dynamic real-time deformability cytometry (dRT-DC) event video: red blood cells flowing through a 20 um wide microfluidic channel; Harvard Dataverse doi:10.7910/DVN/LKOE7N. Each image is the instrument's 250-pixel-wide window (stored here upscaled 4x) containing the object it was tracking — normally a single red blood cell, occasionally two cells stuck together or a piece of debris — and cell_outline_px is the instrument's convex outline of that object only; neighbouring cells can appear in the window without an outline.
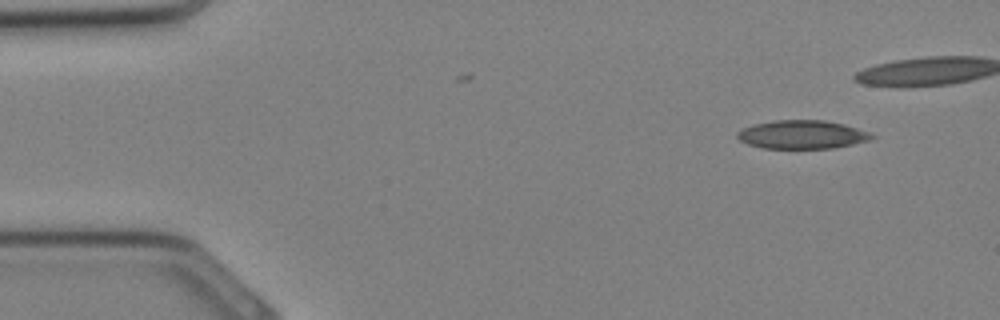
{"species": "Egyptian fruit bat (a non-hibernating species)", "species_latin": "Rousettus aegyptiacus", "temperature_condition": "cold", "stored_images_in_passage": 25, "camera_frame_rate_fps": 3000, "um_per_image_px": 0.085, "animal": {"sex": "female"}, "frame": {"image": 1, "passage_image": 1, "time_ms": 0.0, "image_size_px": [1000, 320], "cell_outline_px": [[876, 136], [872, 140], [832, 148], [764, 148], [748, 144], [740, 140], [736, 136], [736, 132], [740, 128], [756, 124], [776, 120], [824, 120], [844, 124], [872, 132]], "centroid_in_image_um": [68.21, 11.43], "position_along_channel_um": 16.8, "area_um2": 22.43}}